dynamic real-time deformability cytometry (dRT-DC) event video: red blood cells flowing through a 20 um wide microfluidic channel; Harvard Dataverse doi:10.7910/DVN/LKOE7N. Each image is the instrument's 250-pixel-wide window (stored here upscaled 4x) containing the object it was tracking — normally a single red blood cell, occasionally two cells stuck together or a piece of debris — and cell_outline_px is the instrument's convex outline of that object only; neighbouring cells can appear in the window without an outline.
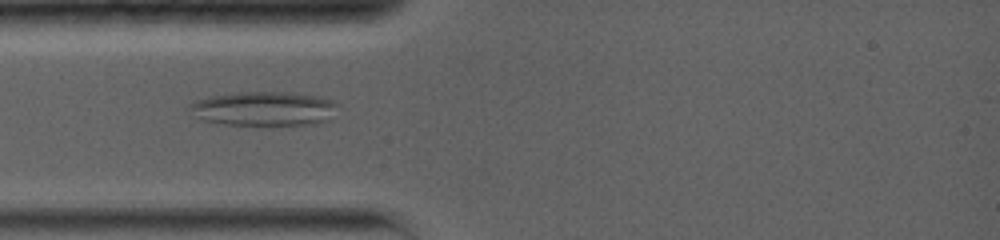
{"species": "common noctule bat (a hibernating species)", "species_latin": "Nyctalus noctula", "temperature_condition": "warm", "stored_images_in_passage": 6, "camera_frame_rate_fps": 5000, "um_per_image_px": 0.085, "animal": {"sex": "female", "body_mass_g": 19.0, "forearm_length_mm": 56.7}, "frame": {"image": 1, "passage_image": 2, "time_ms": 1.0, "image_size_px": [1000, 240], "cell_outline_px": [[340, 104], [328, 120], [312, 124], [224, 124], [204, 120], [184, 108], [192, 100], [212, 96], [236, 92], [288, 92], [316, 96], [332, 100]], "centroid_in_image_um": [22.39, 9.21], "position_along_channel_um": 62.6, "area_um2": 29.48}}
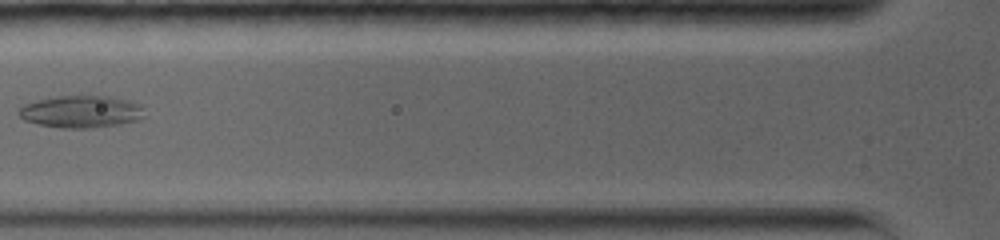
{"frame": {"image": 2, "passage_image": 4, "time_ms": 2.6, "image_size_px": [1000, 240], "cell_outline_px": [[144, 116], [136, 120], [120, 124], [92, 128], [60, 128], [40, 124], [24, 120], [16, 112], [24, 104], [36, 100], [56, 96], [108, 96], [128, 100], [140, 104]], "centroid_in_image_um": [6.86, 9.49], "position_along_channel_um": 118.9, "area_um2": 23.52}}
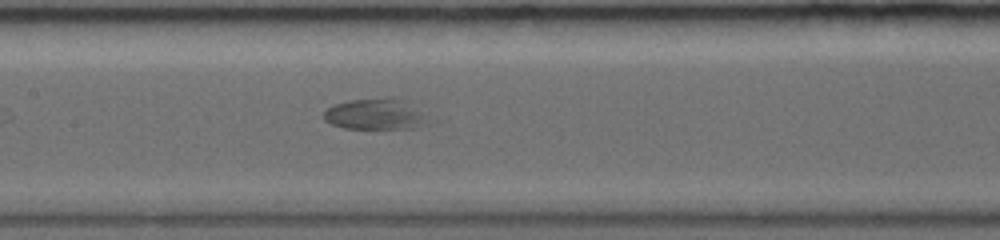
{"frame": {"image": 3, "passage_image": 6, "time_ms": 4.2, "image_size_px": [1000, 240], "cell_outline_px": [[440, 120], [416, 128], [344, 128], [332, 124], [324, 120], [324, 112], [332, 104], [352, 100], [388, 96], [392, 96], [404, 100]], "centroid_in_image_um": [32.08, 9.69], "position_along_channel_um": 175.3, "area_um2": 19.71}}